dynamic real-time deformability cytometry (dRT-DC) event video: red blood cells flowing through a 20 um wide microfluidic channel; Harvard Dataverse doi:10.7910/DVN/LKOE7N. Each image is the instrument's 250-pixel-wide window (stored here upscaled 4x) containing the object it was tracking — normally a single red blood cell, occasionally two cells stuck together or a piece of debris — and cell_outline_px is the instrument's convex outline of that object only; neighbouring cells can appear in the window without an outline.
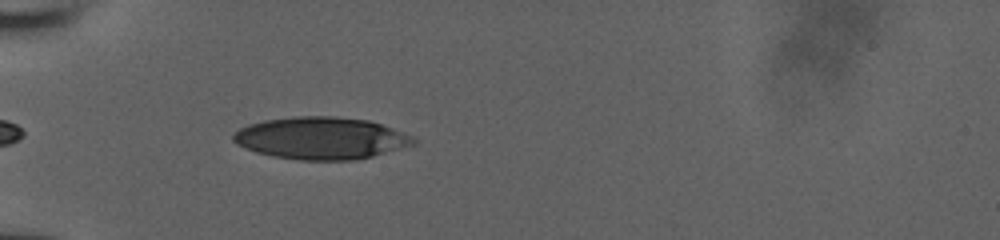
{"species": "human", "species_latin": "Homo sapiens", "temperature_condition": "room temperature", "stored_images_in_passage": 7, "camera_frame_rate_fps": 3000, "um_per_image_px": 0.085, "donor": {"sex": "male"}, "frame": {"image": 1, "passage_image": 3, "time_ms": 0.667, "image_size_px": [1000, 240], "cell_outline_px": [[416, 144], [372, 156], [356, 160], [300, 160], [272, 156], [256, 152], [236, 144], [232, 140], [232, 136], [240, 128], [248, 124], [264, 120], [292, 116], [336, 116], [368, 120], [392, 128], [412, 136], [416, 140]], "centroid_in_image_um": [27.27, 11.74], "position_along_channel_um": 57.7, "area_um2": 44.33}}
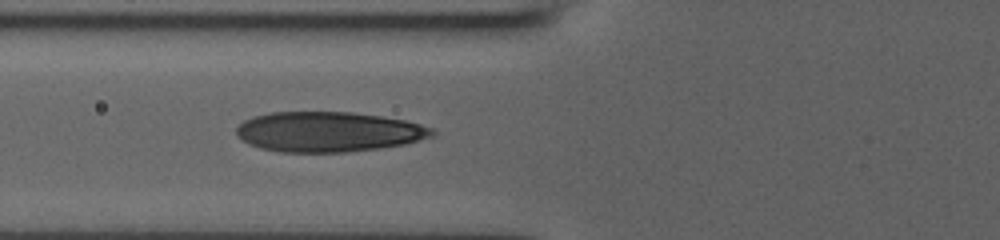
{"frame": {"image": 2, "passage_image": 7, "time_ms": 2.0, "image_size_px": [1000, 240], "cell_outline_px": [[436, 136], [404, 144], [380, 148], [348, 152], [280, 152], [260, 148], [236, 136], [236, 128], [244, 120], [252, 116], [272, 112], [352, 112], [380, 116], [404, 120], [420, 124], [432, 128], [436, 132]], "centroid_in_image_um": [27.93, 11.2], "position_along_channel_um": 97.9, "area_um2": 45.84}}